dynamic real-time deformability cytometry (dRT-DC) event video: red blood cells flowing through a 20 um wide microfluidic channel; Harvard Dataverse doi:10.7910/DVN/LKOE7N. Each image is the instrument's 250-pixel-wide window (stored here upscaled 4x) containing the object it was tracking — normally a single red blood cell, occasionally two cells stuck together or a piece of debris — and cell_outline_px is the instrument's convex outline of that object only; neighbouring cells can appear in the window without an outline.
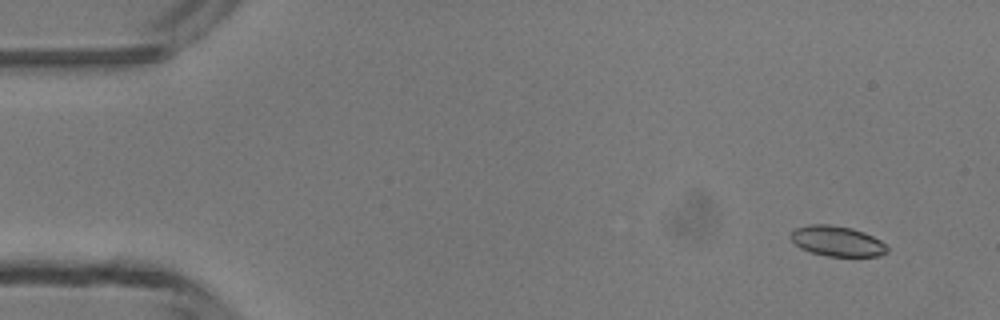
{"species": "common noctule bat (a hibernating species)", "species_latin": "Nyctalus noctula", "temperature_condition": "room temperature", "stored_images_in_passage": 4, "camera_frame_rate_fps": 3000, "um_per_image_px": 0.085, "animal": {"sex": "male", "body_mass_g": 13.3}, "frame": {"image": 1, "passage_image": 1, "time_ms": 0.0, "image_size_px": [1000, 320], "cell_outline_px": [[888, 252], [880, 256], [828, 256], [812, 252], [800, 248], [788, 236], [796, 228], [808, 224], [828, 224], [852, 228], [864, 232], [880, 240], [888, 248]], "centroid_in_image_um": [71.15, 20.49], "position_along_channel_um": 13.8, "area_um2": 16.99}}
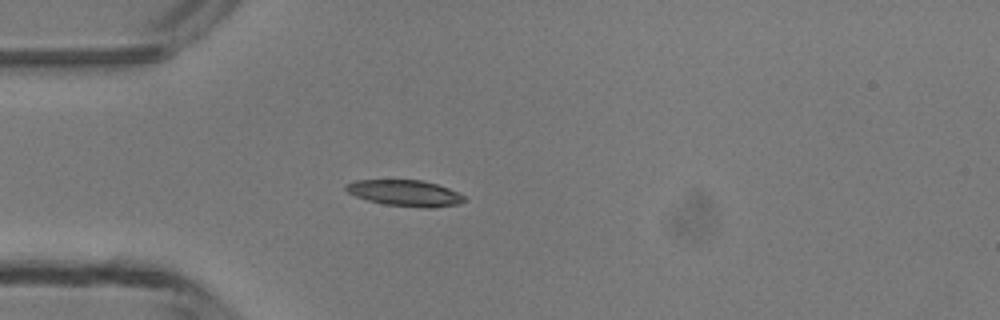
{"frame": {"image": 2, "passage_image": 4, "time_ms": 3.333, "image_size_px": [1000, 320], "cell_outline_px": [[464, 200], [460, 204], [432, 208], [428, 208], [384, 204], [368, 200], [356, 196], [348, 192], [344, 188], [344, 184], [356, 180], [420, 180], [436, 184], [448, 188], [464, 196]], "centroid_in_image_um": [34.41, 16.41], "position_along_channel_um": 50.6, "area_um2": 17.86}}